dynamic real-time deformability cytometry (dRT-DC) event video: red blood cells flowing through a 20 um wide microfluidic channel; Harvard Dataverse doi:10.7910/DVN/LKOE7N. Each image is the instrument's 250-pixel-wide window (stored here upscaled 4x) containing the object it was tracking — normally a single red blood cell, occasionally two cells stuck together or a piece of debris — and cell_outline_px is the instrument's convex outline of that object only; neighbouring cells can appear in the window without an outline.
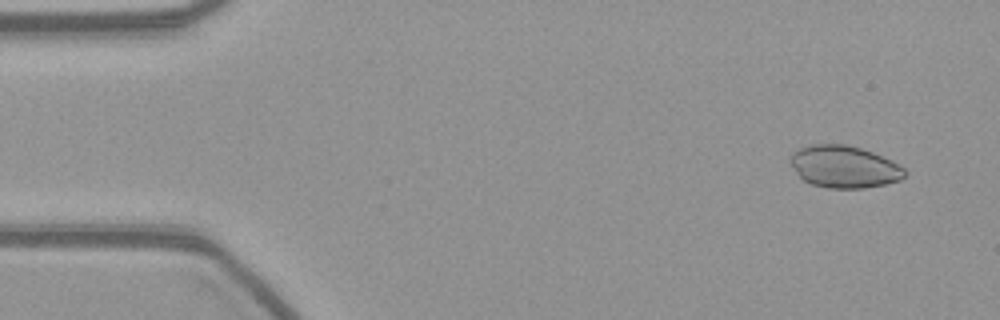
{"species": "common noctule bat (a hibernating species)", "species_latin": "Nyctalus noctula", "temperature_condition": "warm", "stored_images_in_passage": 55, "camera_frame_rate_fps": 3000, "um_per_image_px": 0.085, "animal": {"sex": "female", "body_mass_g": 21.9}, "frame": {"image": 1, "passage_image": 4, "time_ms": 1.0, "image_size_px": [1000, 320], "cell_outline_px": [[908, 172], [900, 180], [884, 184], [864, 188], [828, 188], [812, 184], [804, 180], [796, 172], [788, 160], [792, 152], [800, 148], [812, 144], [844, 144], [860, 148], [872, 152], [892, 160], [904, 168]], "centroid_in_image_um": [71.75, 14.17], "position_along_channel_um": 13.3, "area_um2": 28.09}}
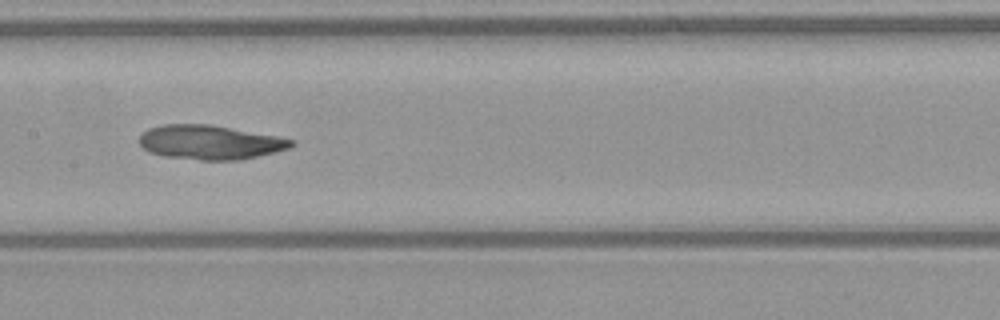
{"frame": {"image": 2, "passage_image": 27, "time_ms": 8.667, "image_size_px": [1000, 320], "cell_outline_px": [[296, 144], [288, 148], [276, 152], [240, 160], [200, 160], [164, 156], [148, 152], [140, 144], [140, 136], [148, 128], [164, 124], [208, 124], [276, 136], [296, 140]], "centroid_in_image_um": [17.86, 12.1], "position_along_channel_um": 189.5, "area_um2": 30.29}}
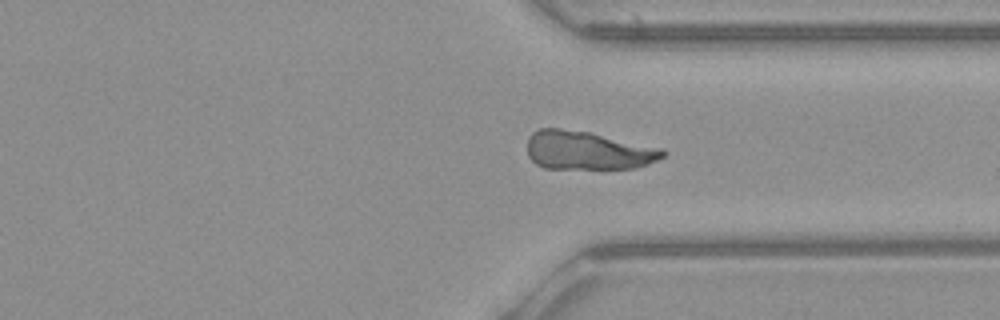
{"frame": {"image": 3, "passage_image": 41, "time_ms": 13.333, "image_size_px": [1000, 320], "cell_outline_px": [[668, 152], [664, 156], [648, 164], [636, 168], [544, 168], [536, 164], [528, 156], [528, 136], [532, 132], [540, 128], [560, 128], [588, 132], [664, 148]], "centroid_in_image_um": [49.97, 12.78], "position_along_channel_um": 361.4, "area_um2": 30.46}}